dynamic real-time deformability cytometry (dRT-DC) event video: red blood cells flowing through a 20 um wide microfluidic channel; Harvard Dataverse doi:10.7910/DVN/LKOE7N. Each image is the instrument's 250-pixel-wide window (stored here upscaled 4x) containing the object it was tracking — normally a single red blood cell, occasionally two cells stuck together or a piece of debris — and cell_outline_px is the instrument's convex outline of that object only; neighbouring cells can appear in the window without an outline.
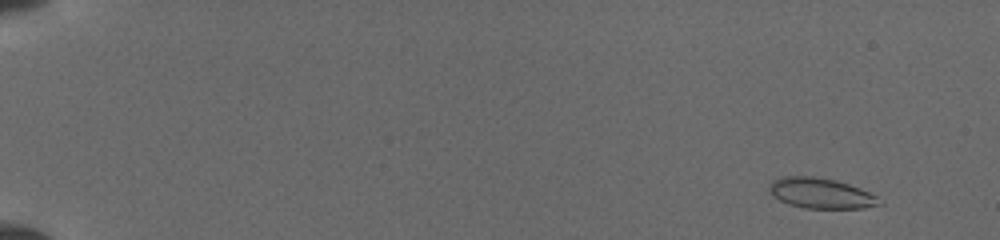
{"species": "common noctule bat (a hibernating species)", "species_latin": "Nyctalus noctula", "temperature_condition": "cold", "stored_images_in_passage": 11, "camera_frame_rate_fps": 3000, "um_per_image_px": 0.085, "animal": {"sex": "female", "body_mass_g": 19.5, "forearm_length_mm": 54.1}, "frame": {"image": 1, "passage_image": 4, "time_ms": 1.0, "image_size_px": [1000, 240], "cell_outline_px": [[884, 204], [864, 208], [804, 208], [788, 204], [772, 196], [768, 188], [772, 180], [784, 176], [812, 176], [836, 180], [860, 188], [880, 196], [884, 200]], "centroid_in_image_um": [69.83, 16.43], "position_along_channel_um": 15.2, "area_um2": 19.83}}
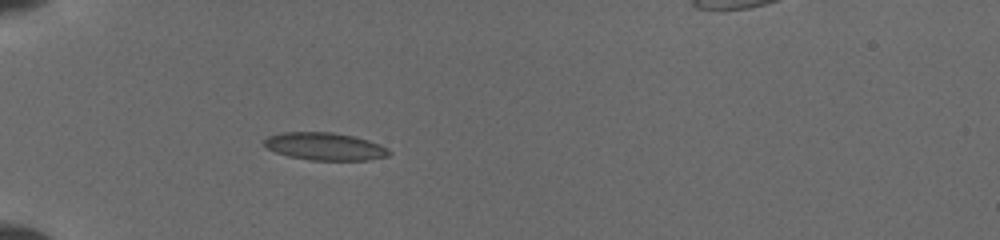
{"frame": {"image": 2, "passage_image": 11, "time_ms": 5.667, "image_size_px": [1000, 240], "cell_outline_px": [[392, 152], [388, 156], [368, 160], [312, 160], [288, 156], [276, 152], [268, 148], [264, 144], [264, 140], [268, 136], [284, 132], [332, 132], [352, 136], [368, 140], [380, 144]], "centroid_in_image_um": [27.63, 12.45], "position_along_channel_um": 57.4, "area_um2": 19.94}}